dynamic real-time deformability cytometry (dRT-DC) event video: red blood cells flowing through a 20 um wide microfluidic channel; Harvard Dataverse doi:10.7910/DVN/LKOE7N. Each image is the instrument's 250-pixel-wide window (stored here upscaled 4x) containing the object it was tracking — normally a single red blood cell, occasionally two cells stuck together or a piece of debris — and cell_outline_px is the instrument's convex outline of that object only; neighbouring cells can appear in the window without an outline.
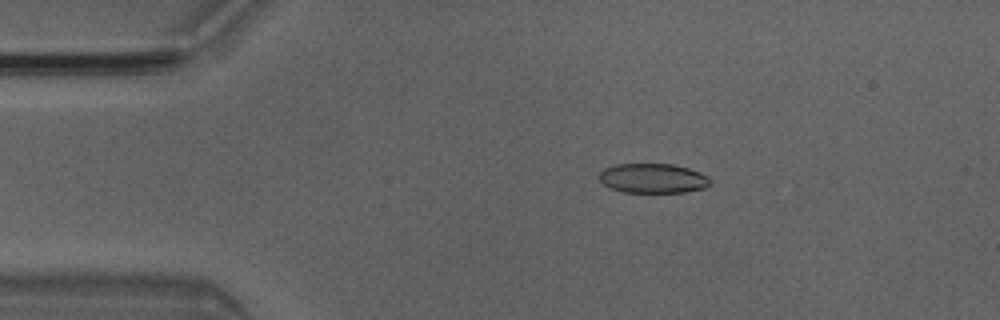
{"species": "Egyptian fruit bat (a non-hibernating species)", "species_latin": "Rousettus aegyptiacus", "temperature_condition": "room temperature", "stored_images_in_passage": 6, "camera_frame_rate_fps": 3000, "um_per_image_px": 0.085, "animal": {"sex": "male"}, "frame": {"image": 1, "passage_image": 3, "time_ms": 0.667, "image_size_px": [1000, 320], "cell_outline_px": [[712, 180], [704, 188], [684, 192], [624, 192], [608, 188], [600, 180], [600, 172], [604, 168], [616, 164], [672, 164], [688, 168], [700, 172], [708, 176]], "centroid_in_image_um": [55.49, 15.15], "position_along_channel_um": 29.5, "area_um2": 19.13}}